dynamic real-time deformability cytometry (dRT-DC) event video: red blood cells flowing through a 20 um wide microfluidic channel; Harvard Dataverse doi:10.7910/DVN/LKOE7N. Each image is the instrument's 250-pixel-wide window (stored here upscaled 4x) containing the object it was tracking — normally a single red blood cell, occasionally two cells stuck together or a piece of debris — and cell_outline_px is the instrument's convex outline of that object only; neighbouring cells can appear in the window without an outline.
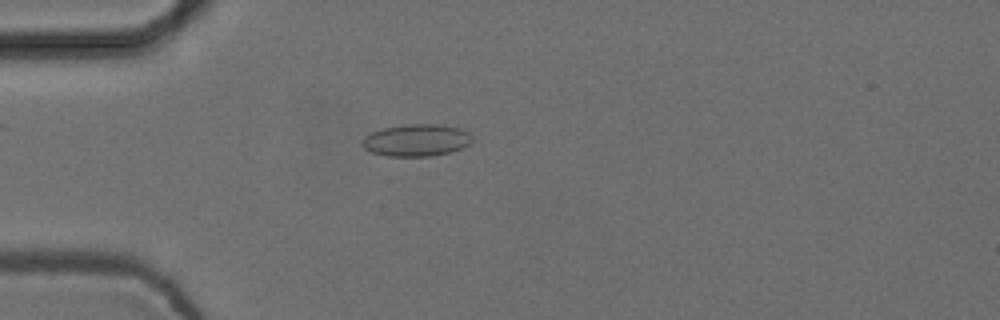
{"species": "common noctule bat (a hibernating species)", "species_latin": "Nyctalus noctula", "temperature_condition": "cold", "stored_images_in_passage": 50, "camera_frame_rate_fps": 3000, "um_per_image_px": 0.085, "animal": {"sex": "female", "body_mass_g": 24.6, "forearm_length_mm": 56.2}, "frame": {"image": 1, "passage_image": 11, "time_ms": 3.333, "image_size_px": [1000, 320], "cell_outline_px": [[472, 140], [464, 148], [448, 152], [428, 156], [388, 156], [372, 152], [364, 148], [360, 144], [364, 136], [372, 132], [384, 128], [404, 124], [436, 124], [460, 128], [468, 132], [472, 136]], "centroid_in_image_um": [35.38, 11.91], "position_along_channel_um": 49.6, "area_um2": 20.52}}
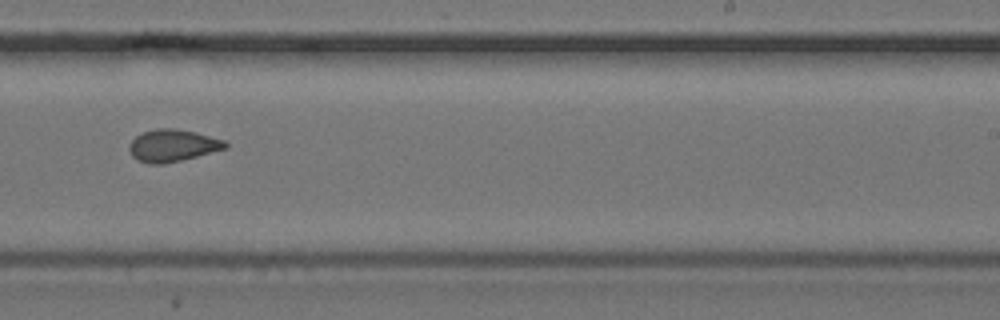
{"frame": {"image": 2, "passage_image": 30, "time_ms": 9.667, "image_size_px": [1000, 320], "cell_outline_px": [[228, 148], [164, 164], [148, 164], [136, 160], [132, 156], [128, 148], [128, 144], [136, 136], [144, 132], [156, 128], [172, 128], [196, 132], [224, 140], [228, 144]], "centroid_in_image_um": [14.65, 12.37], "position_along_channel_um": 274.4, "area_um2": 18.03}}
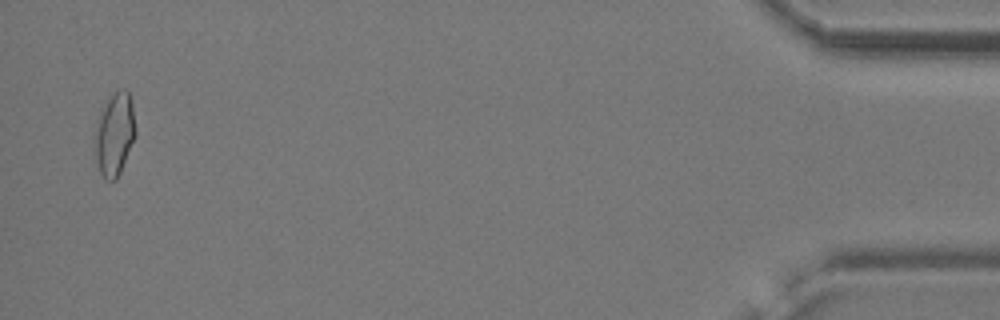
{"frame": {"image": 3, "passage_image": 49, "time_ms": 16.0, "image_size_px": [1000, 320], "cell_outline_px": [[136, 136], [120, 172], [116, 180], [108, 180], [100, 172], [92, 156], [92, 136], [96, 120], [100, 108], [104, 100], [108, 96], [124, 88], [128, 88], [132, 100], [136, 128]], "centroid_in_image_um": [9.68, 11.36], "position_along_channel_um": 425.5, "area_um2": 20.92}, "authors_computed_cell_mechanics": {"area_um2": 18.1781, "velocity_mm_per_s": 3.7641, "shape_relaxation_time_tau1_ms": null, "shape_relaxation_time_tau2_ms": 1.8266, "deformation_change_tau1": null, "deformation_change_tau2": 0.0624}}